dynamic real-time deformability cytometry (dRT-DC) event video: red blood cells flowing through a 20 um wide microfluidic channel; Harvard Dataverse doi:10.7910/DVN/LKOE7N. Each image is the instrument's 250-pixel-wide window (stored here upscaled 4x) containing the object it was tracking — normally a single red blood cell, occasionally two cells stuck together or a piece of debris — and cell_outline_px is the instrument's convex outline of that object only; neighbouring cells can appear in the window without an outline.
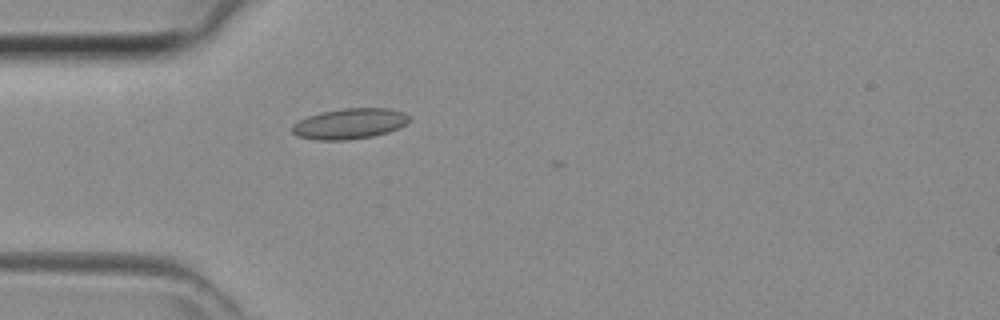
{"species": "common noctule bat (a hibernating species)", "species_latin": "Nyctalus noctula", "temperature_condition": "room temperature", "stored_images_in_passage": 4, "camera_frame_rate_fps": 3000, "um_per_image_px": 0.085, "animal": {"sex": "female", "body_mass_g": 29.2, "forearm_length_mm": 56.3}, "frame": {"image": 1, "passage_image": 2, "time_ms": 0.333, "image_size_px": [1000, 320], "cell_outline_px": [[408, 124], [388, 132], [372, 136], [348, 140], [316, 140], [296, 136], [292, 132], [292, 124], [308, 116], [320, 112], [344, 108], [388, 108], [404, 112], [408, 116]], "centroid_in_image_um": [29.7, 10.51], "position_along_channel_um": 55.3, "area_um2": 20.92}}